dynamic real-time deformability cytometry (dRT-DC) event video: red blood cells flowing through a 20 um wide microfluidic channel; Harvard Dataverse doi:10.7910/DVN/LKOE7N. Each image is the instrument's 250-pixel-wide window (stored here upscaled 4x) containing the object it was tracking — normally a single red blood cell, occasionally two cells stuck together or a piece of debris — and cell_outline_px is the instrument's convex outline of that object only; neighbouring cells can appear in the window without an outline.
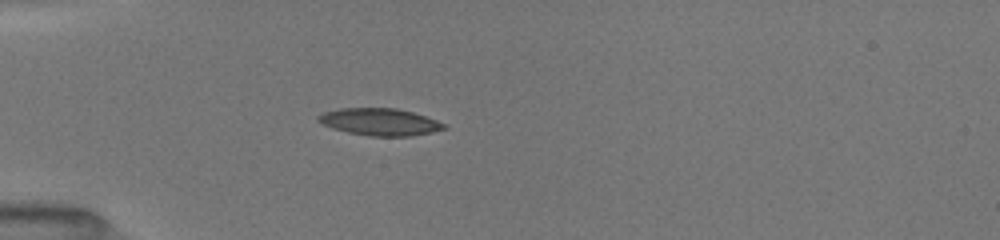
{"species": "common noctule bat (a hibernating species)", "species_latin": "Nyctalus noctula", "temperature_condition": "room temperature", "stored_images_in_passage": 37, "camera_frame_rate_fps": 3000, "um_per_image_px": 0.085, "animal": {"sex": "female", "body_mass_g": 19.5, "forearm_length_mm": 54.1}, "frame": {"image": 1, "passage_image": 1, "time_ms": 0.0, "image_size_px": [1000, 240], "cell_outline_px": [[448, 128], [432, 132], [412, 136], [368, 136], [348, 132], [332, 128], [316, 120], [316, 116], [324, 112], [340, 108], [396, 108], [412, 112], [436, 120], [444, 124]], "centroid_in_image_um": [32.27, 10.36], "position_along_channel_um": 52.7, "area_um2": 19.83}}
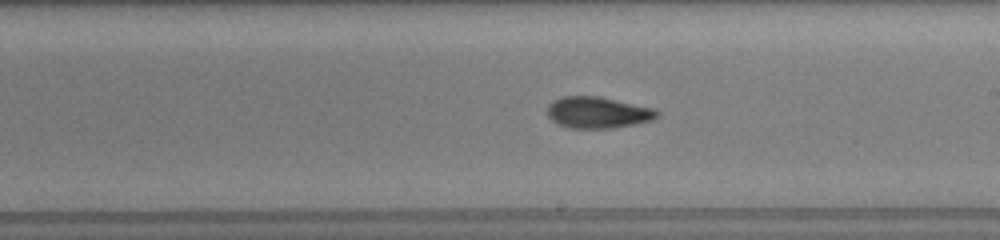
{"frame": {"image": 2, "passage_image": 16, "time_ms": 5.0, "image_size_px": [1000, 240], "cell_outline_px": [[660, 112], [652, 120], [632, 124], [608, 128], [572, 128], [556, 124], [548, 116], [548, 104], [552, 100], [564, 96], [600, 96], [656, 108]], "centroid_in_image_um": [50.8, 9.54], "position_along_channel_um": 238.2, "area_um2": 20.11}}
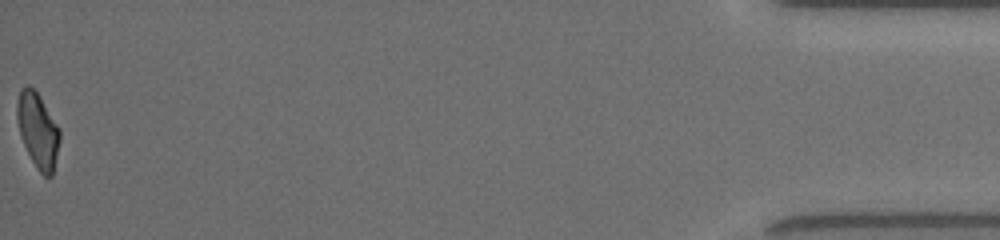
{"frame": {"image": 3, "passage_image": 37, "time_ms": 12.0, "image_size_px": [1000, 240], "cell_outline_px": [[60, 140], [52, 176], [44, 176], [36, 168], [20, 136], [16, 116], [16, 104], [20, 88], [24, 84], [28, 84], [40, 96], [60, 128]], "centroid_in_image_um": [3.2, 11.03], "position_along_channel_um": 432.0, "area_um2": 18.79}, "authors_computed_cell_mechanics": {"area_um2": 19.652, "velocity_mm_per_s": 4.0317, "shape_relaxation_time_tau1_ms": 3.9697, "shape_relaxation_time_tau2_ms": 2.9645, "deformation_change_tau1": 0.1727, "deformation_change_tau2": 0.1037}}